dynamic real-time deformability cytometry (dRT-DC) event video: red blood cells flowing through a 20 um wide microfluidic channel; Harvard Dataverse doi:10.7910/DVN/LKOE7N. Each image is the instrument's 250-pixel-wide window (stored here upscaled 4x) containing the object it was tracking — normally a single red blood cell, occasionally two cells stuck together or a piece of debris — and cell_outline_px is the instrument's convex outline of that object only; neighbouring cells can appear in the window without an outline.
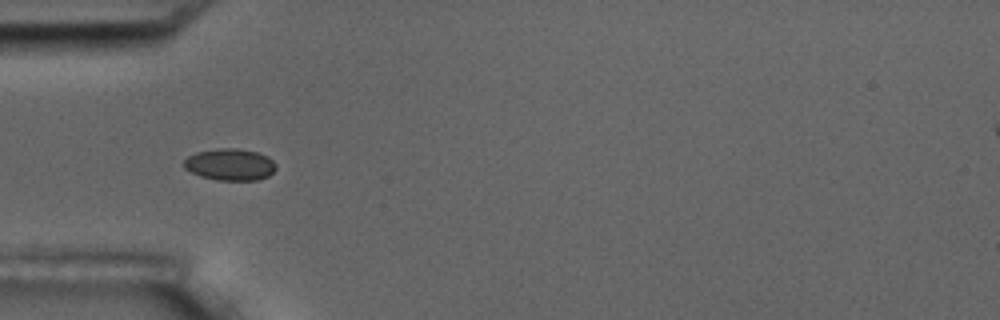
{"species": "common noctule bat (a hibernating species)", "species_latin": "Nyctalus noctula", "temperature_condition": "room temperature", "stored_images_in_passage": 7, "camera_frame_rate_fps": 3000, "um_per_image_px": 0.085, "animal": {"sex": "male", "body_mass_g": 17.5, "forearm_length_mm": 52.3}, "frame": {"image": 1, "passage_image": 6, "time_ms": 6.0, "image_size_px": [1000, 320], "cell_outline_px": [[276, 168], [268, 176], [256, 180], [216, 180], [200, 176], [184, 168], [180, 164], [188, 156], [196, 152], [220, 148], [236, 148], [256, 152], [268, 156], [276, 164]], "centroid_in_image_um": [19.52, 13.98], "position_along_channel_um": 65.5, "area_um2": 17.11}}